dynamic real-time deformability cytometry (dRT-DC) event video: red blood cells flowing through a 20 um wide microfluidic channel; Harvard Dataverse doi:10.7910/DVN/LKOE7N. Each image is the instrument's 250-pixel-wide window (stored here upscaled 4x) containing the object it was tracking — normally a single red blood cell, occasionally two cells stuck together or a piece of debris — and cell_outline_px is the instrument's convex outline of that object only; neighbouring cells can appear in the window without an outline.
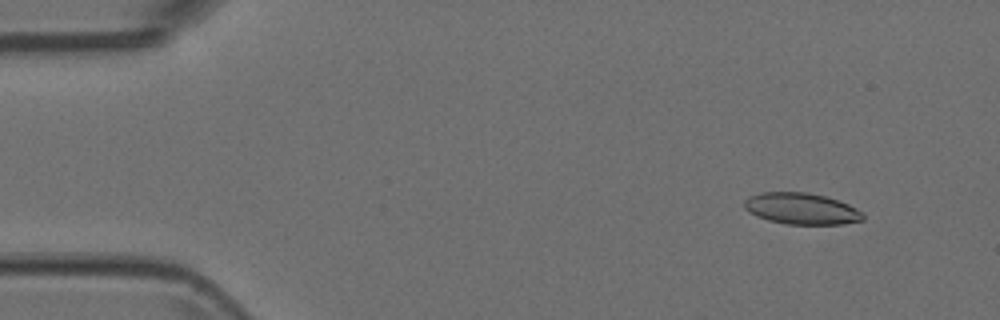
{"species": "Egyptian fruit bat (a non-hibernating species)", "species_latin": "Rousettus aegyptiacus", "temperature_condition": "room temperature", "stored_images_in_passage": 10, "camera_frame_rate_fps": 3000, "um_per_image_px": 0.085, "animal": {"sex": "female"}, "frame": {"image": 1, "passage_image": 2, "time_ms": 0.333, "image_size_px": [1000, 320], "cell_outline_px": [[864, 220], [840, 224], [788, 224], [768, 220], [756, 216], [748, 212], [744, 208], [744, 200], [748, 196], [760, 192], [808, 192], [840, 200], [864, 212]], "centroid_in_image_um": [68.11, 17.73], "position_along_channel_um": 16.9, "area_um2": 21.91}}
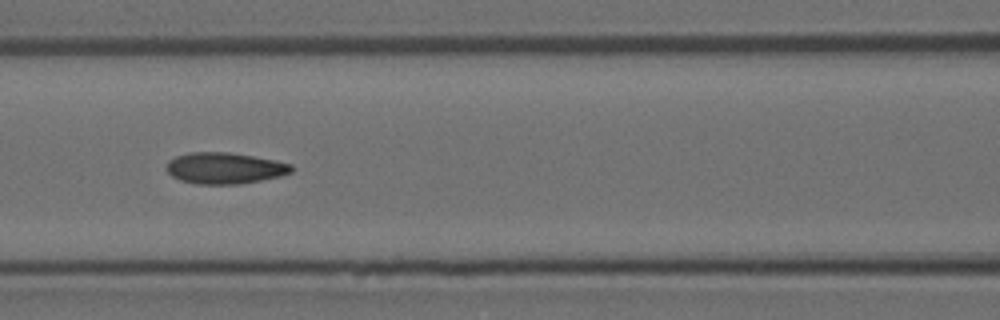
{"frame": {"image": 2, "passage_image": 7, "time_ms": 2.0, "image_size_px": [1000, 320], "cell_outline_px": [[292, 172], [280, 176], [240, 184], [196, 184], [180, 180], [172, 176], [168, 172], [168, 160], [176, 156], [192, 152], [228, 152], [276, 160], [292, 164]], "centroid_in_image_um": [19.11, 14.29], "position_along_channel_um": 147.5, "area_um2": 22.66}}
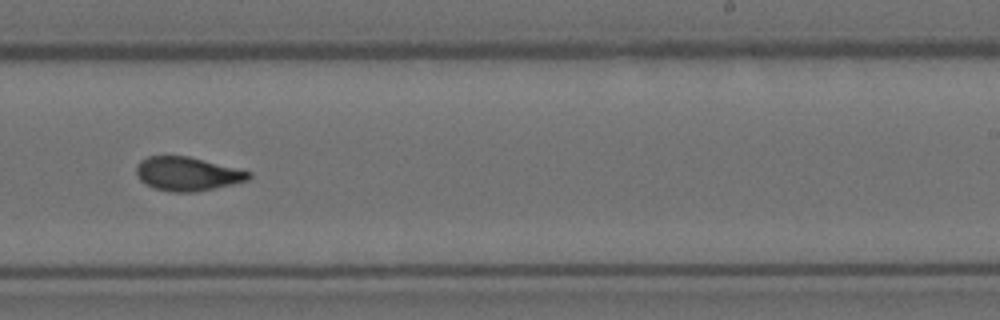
{"frame": {"image": 3, "passage_image": 10, "time_ms": 3.0, "image_size_px": [1000, 320], "cell_outline_px": [[252, 176], [248, 180], [232, 184], [196, 192], [168, 192], [152, 188], [140, 180], [136, 172], [136, 164], [140, 160], [148, 156], [188, 156], [252, 172]], "centroid_in_image_um": [15.9, 14.78], "position_along_channel_um": 273.1, "area_um2": 22.2}}